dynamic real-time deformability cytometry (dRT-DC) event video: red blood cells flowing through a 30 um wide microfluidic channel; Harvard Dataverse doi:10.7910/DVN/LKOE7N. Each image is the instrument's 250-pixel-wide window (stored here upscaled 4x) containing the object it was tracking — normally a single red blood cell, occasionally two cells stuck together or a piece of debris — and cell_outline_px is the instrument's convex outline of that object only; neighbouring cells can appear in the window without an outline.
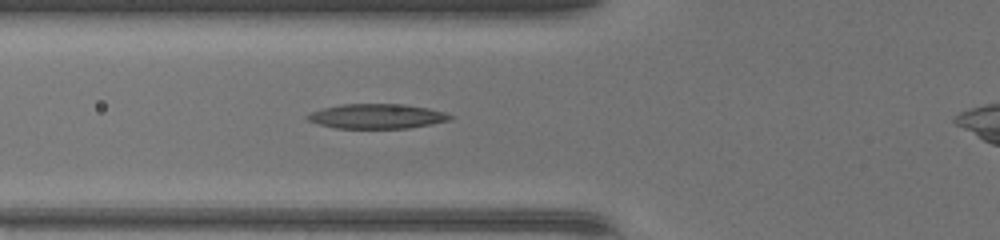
{"species": "common noctule bat (a hibernating species)", "species_latin": "Nyctalus noctula", "temperature_condition": "warm", "stored_images_in_passage": 31, "camera_frame_rate_fps": 3000, "um_per_image_px": 0.085, "animal": {"sex": "female", "body_mass_g": 17.0, "forearm_length_mm": 48.0}, "frame": {"image": 1, "passage_image": 6, "time_ms": 1.667, "image_size_px": [1000, 240], "cell_outline_px": [[456, 116], [452, 120], [408, 128], [336, 128], [320, 124], [308, 120], [304, 116], [312, 112], [324, 108], [340, 104], [404, 104], [428, 108], [444, 112]], "centroid_in_image_um": [32.08, 9.88], "position_along_channel_um": 93.7, "area_um2": 20.52}}
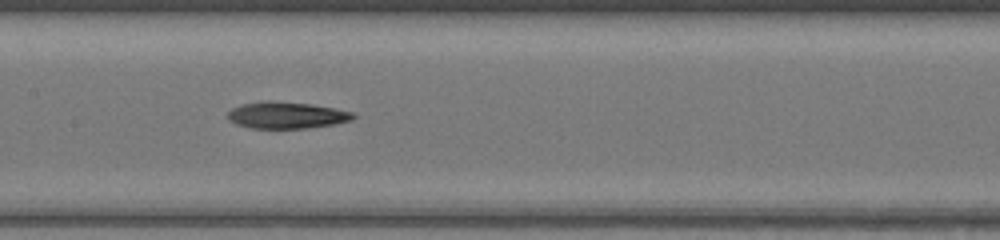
{"frame": {"image": 2, "passage_image": 12, "time_ms": 3.667, "image_size_px": [1000, 240], "cell_outline_px": [[356, 116], [352, 120], [336, 124], [308, 128], [252, 128], [236, 124], [228, 120], [228, 112], [232, 108], [244, 104], [264, 100], [272, 100], [312, 104], [352, 112]], "centroid_in_image_um": [24.36, 9.79], "position_along_channel_um": 183.0, "area_um2": 19.54}}
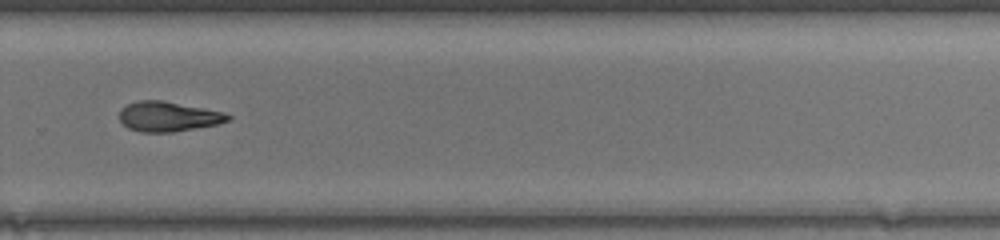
{"frame": {"image": 3, "passage_image": 21, "time_ms": 6.667, "image_size_px": [1000, 240], "cell_outline_px": [[232, 116], [228, 120], [220, 124], [172, 132], [140, 132], [128, 128], [120, 120], [120, 112], [128, 104], [136, 100], [160, 100], [224, 112]], "centroid_in_image_um": [14.31, 9.91], "position_along_channel_um": 315.5, "area_um2": 18.73}}